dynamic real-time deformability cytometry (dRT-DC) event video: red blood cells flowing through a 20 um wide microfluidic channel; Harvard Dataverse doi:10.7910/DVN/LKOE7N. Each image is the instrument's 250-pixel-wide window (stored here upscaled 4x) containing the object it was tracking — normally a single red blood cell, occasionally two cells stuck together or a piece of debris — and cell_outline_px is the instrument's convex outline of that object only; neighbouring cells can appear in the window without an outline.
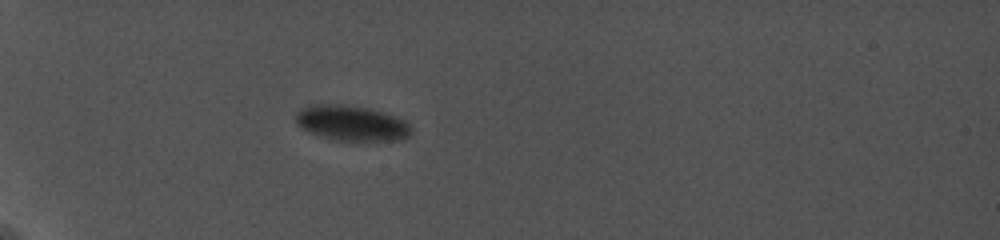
{"species": "common noctule bat (a hibernating species)", "species_latin": "Nyctalus noctula", "temperature_condition": "cold", "stored_images_in_passage": 28, "camera_frame_rate_fps": 5000, "um_per_image_px": 0.085, "animal": {"sex": "female", "body_mass_g": 19.0, "forearm_length_mm": 56.7}, "frame": {"image": 1, "passage_image": 6, "time_ms": 4.8, "image_size_px": [1000, 240], "cell_outline_px": [[412, 132], [408, 136], [396, 140], [336, 140], [320, 136], [300, 128], [296, 124], [296, 112], [300, 108], [312, 104], [344, 104], [368, 108], [384, 112], [404, 120], [412, 128]], "centroid_in_image_um": [29.84, 10.45], "position_along_channel_um": 55.2, "area_um2": 23.76}}
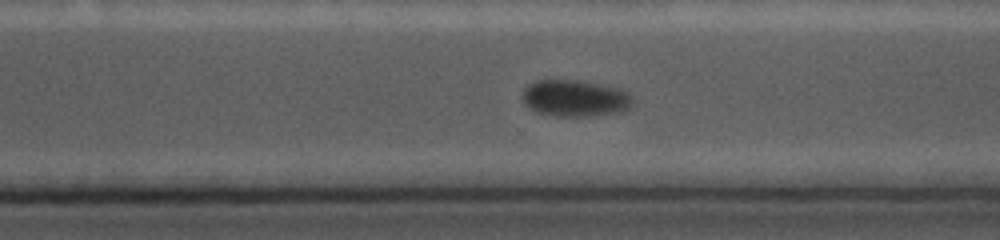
{"frame": {"image": 2, "passage_image": 23, "time_ms": 13.2, "image_size_px": [1000, 240], "cell_outline_px": [[636, 100], [628, 108], [620, 112], [588, 116], [556, 116], [536, 112], [528, 108], [524, 104], [520, 96], [524, 88], [528, 84], [536, 80], [580, 80], [620, 88], [632, 92]], "centroid_in_image_um": [48.89, 8.34], "position_along_channel_um": 321.7, "area_um2": 24.16}}
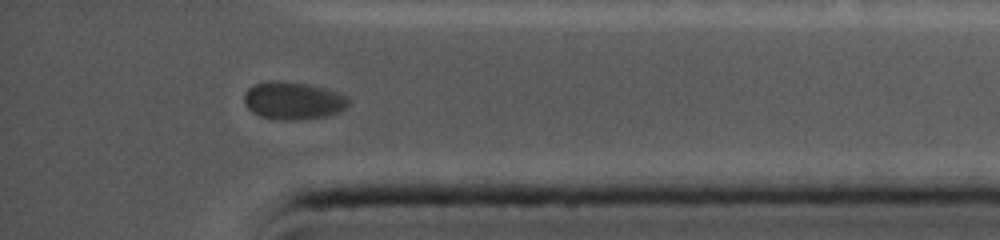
{"frame": {"image": 3, "passage_image": 27, "time_ms": 15.6, "image_size_px": [1000, 240], "cell_outline_px": [[348, 104], [340, 112], [324, 116], [296, 120], [280, 120], [260, 116], [252, 112], [244, 104], [244, 92], [248, 88], [256, 84], [308, 84], [324, 88], [348, 96]], "centroid_in_image_um": [24.93, 8.61], "position_along_channel_um": 410.3, "area_um2": 22.02}}